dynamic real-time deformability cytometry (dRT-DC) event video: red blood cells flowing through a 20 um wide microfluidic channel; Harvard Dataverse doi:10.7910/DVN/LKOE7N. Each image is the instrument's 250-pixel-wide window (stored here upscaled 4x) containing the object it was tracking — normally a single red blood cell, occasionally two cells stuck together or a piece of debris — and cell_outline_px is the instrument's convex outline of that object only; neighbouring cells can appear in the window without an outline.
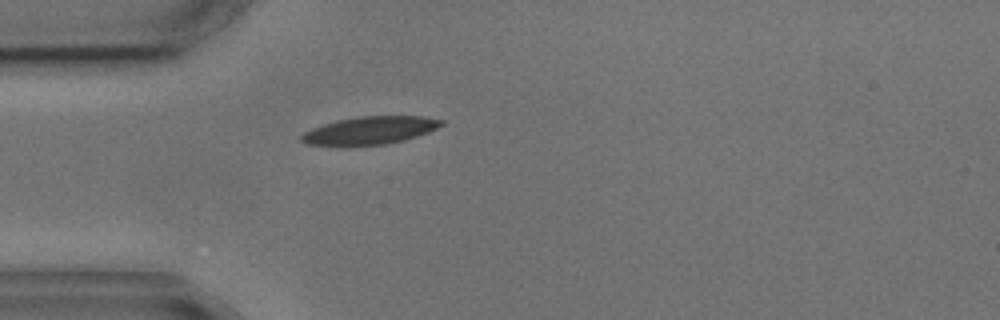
{"species": "common noctule bat (a hibernating species)", "species_latin": "Nyctalus noctula", "temperature_condition": "cold", "stored_images_in_passage": 1, "camera_frame_rate_fps": 3000, "um_per_image_px": 0.085, "animal": {"sex": "male", "body_mass_g": 17.9, "forearm_length_mm": 54.2}, "frame": {"image": 1, "passage_image": 1, "time_ms": 0.0, "image_size_px": [1000, 320], "cell_outline_px": [[444, 124], [428, 132], [404, 140], [388, 144], [308, 144], [300, 140], [300, 136], [304, 132], [312, 128], [336, 120], [360, 116], [420, 116], [444, 120]], "centroid_in_image_um": [31.48, 11.06], "position_along_channel_um": 53.5, "area_um2": 22.14}}